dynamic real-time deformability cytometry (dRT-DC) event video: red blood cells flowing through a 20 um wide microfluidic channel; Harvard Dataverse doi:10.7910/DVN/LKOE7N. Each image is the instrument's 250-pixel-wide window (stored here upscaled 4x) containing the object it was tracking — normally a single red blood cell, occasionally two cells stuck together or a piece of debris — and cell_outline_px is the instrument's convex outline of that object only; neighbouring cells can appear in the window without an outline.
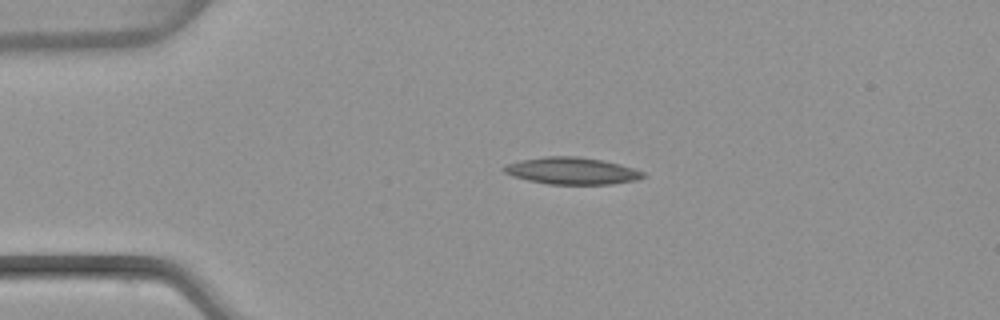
{"species": "common noctule bat (a hibernating species)", "species_latin": "Nyctalus noctula", "temperature_condition": "warm", "stored_images_in_passage": 50, "camera_frame_rate_fps": 3000, "um_per_image_px": 0.085, "animal": {"sex": "female", "body_mass_g": 22.7, "forearm_length_mm": 54.2}, "frame": {"image": 1, "passage_image": 10, "time_ms": 3.0, "image_size_px": [1000, 320], "cell_outline_px": [[648, 176], [636, 180], [612, 184], [548, 184], [528, 180], [512, 176], [504, 172], [500, 168], [504, 164], [520, 160], [544, 156], [576, 156], [604, 160], [620, 164], [644, 172]], "centroid_in_image_um": [48.58, 14.51], "position_along_channel_um": 36.4, "area_um2": 22.08}}
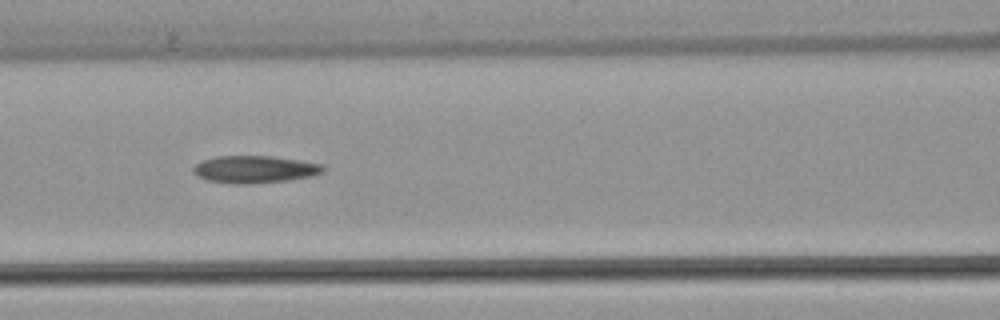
{"frame": {"image": 2, "passage_image": 21, "time_ms": 6.667, "image_size_px": [1000, 320], "cell_outline_px": [[324, 172], [312, 176], [288, 180], [248, 184], [236, 184], [208, 180], [196, 176], [192, 172], [192, 168], [196, 164], [204, 160], [216, 156], [272, 156], [300, 160], [320, 164], [324, 168]], "centroid_in_image_um": [21.63, 14.39], "position_along_channel_um": 145.0, "area_um2": 20.63}}
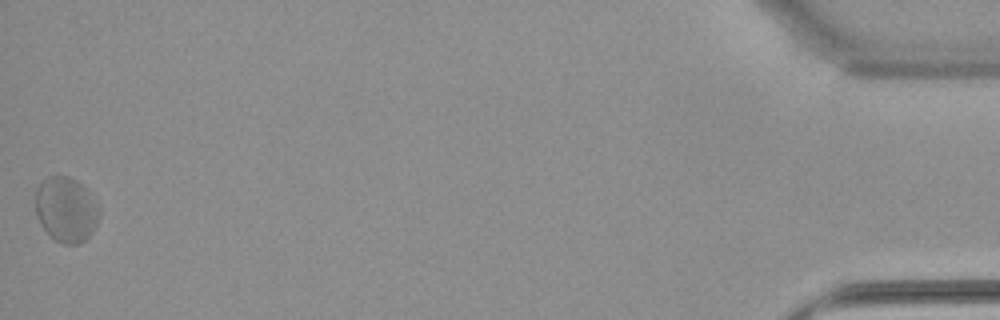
{"frame": {"image": 3, "passage_image": 50, "time_ms": 16.333, "image_size_px": [1000, 320], "cell_outline_px": [[100, 216], [92, 232], [80, 244], [64, 244], [56, 240], [40, 224], [36, 216], [36, 188], [48, 176], [68, 176], [76, 180], [96, 200], [100, 208]], "centroid_in_image_um": [5.63, 17.81], "position_along_channel_um": 429.6, "area_um2": 24.1}, "authors_computed_cell_mechanics": {"area_um2": 21.5016, "velocity_mm_per_s": 3.9645, "shape_relaxation_time_tau1_ms": null, "shape_relaxation_time_tau2_ms": 3.2756, "deformation_change_tau1": null, "deformation_change_tau2": 0.1064}}